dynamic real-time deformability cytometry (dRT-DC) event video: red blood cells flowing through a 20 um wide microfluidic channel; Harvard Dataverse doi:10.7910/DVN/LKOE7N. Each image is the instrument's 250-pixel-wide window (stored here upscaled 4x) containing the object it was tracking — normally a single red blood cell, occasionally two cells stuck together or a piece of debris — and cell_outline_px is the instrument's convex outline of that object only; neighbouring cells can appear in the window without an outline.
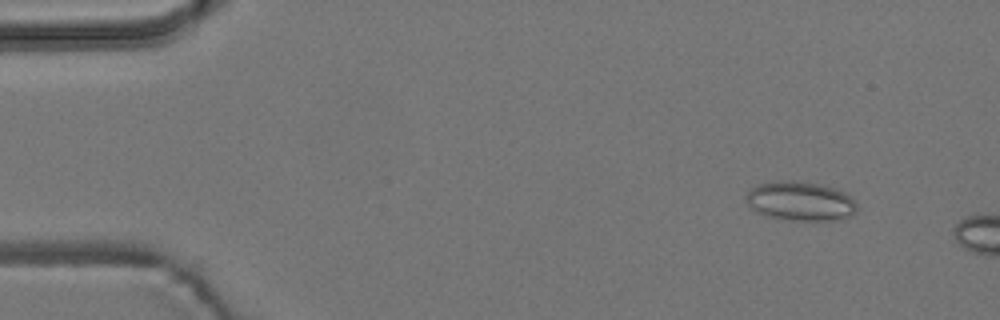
{"species": "common noctule bat (a hibernating species)", "species_latin": "Nyctalus noctula", "temperature_condition": "room temperature", "stored_images_in_passage": 2, "camera_frame_rate_fps": 3000, "um_per_image_px": 0.085, "animal": {"sex": "male", "body_mass_g": 19.2, "forearm_length_mm": 51.8}, "frame": {"image": 1, "passage_image": 1, "time_ms": 0.0, "image_size_px": [1000, 320], "cell_outline_px": [[856, 212], [848, 216], [836, 220], [788, 220], [768, 216], [752, 208], [748, 204], [748, 188], [760, 184], [776, 180], [792, 180], [820, 184], [844, 192], [852, 196], [856, 204]], "centroid_in_image_um": [68.04, 17.08], "position_along_channel_um": 17.0, "area_um2": 25.14}}